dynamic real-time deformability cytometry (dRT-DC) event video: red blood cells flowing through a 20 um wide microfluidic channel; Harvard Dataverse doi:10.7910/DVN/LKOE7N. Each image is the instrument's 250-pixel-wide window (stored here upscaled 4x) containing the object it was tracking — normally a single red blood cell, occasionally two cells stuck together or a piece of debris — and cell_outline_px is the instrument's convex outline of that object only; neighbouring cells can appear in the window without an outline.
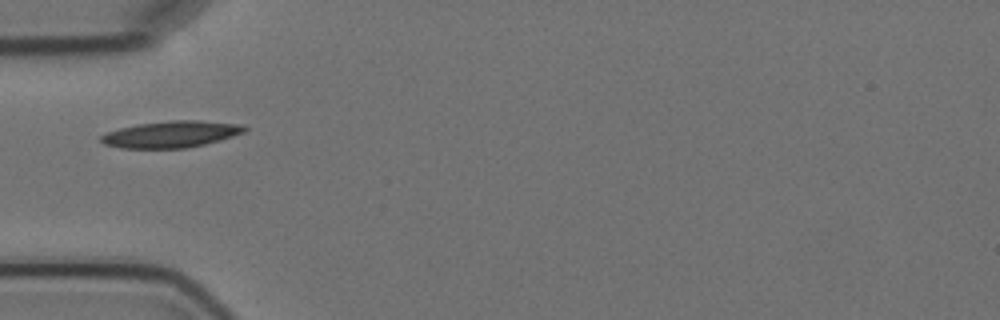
{"species": "Egyptian fruit bat (a non-hibernating species)", "species_latin": "Rousettus aegyptiacus", "temperature_condition": "cold", "stored_images_in_passage": 1, "camera_frame_rate_fps": 3000, "um_per_image_px": 0.085, "animal": {"sex": "female"}, "frame": {"image": 1, "passage_image": 1, "time_ms": 0.0, "image_size_px": [1000, 320], "cell_outline_px": [[248, 128], [244, 132], [220, 140], [204, 144], [184, 148], [120, 148], [104, 144], [100, 140], [100, 136], [108, 132], [120, 128], [140, 124], [172, 120], [200, 120], [244, 124]], "centroid_in_image_um": [14.58, 11.4], "position_along_channel_um": 70.4, "area_um2": 22.14}}